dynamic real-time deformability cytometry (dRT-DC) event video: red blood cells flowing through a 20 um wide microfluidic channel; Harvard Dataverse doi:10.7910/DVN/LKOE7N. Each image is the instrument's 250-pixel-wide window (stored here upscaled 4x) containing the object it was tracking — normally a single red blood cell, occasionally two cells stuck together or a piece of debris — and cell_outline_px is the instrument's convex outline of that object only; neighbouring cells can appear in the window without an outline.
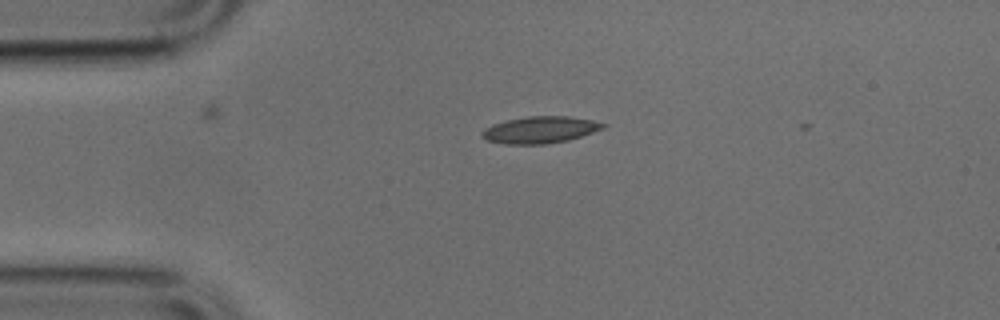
{"species": "common noctule bat (a hibernating species)", "species_latin": "Nyctalus noctula", "temperature_condition": "cold", "stored_images_in_passage": 2, "camera_frame_rate_fps": 3000, "um_per_image_px": 0.085, "animal": {"sex": "male", "body_mass_g": 17.9, "forearm_length_mm": 54.2}, "frame": {"image": 1, "passage_image": 1, "time_ms": 0.0, "image_size_px": [1000, 320], "cell_outline_px": [[608, 124], [604, 128], [568, 140], [544, 144], [508, 144], [488, 140], [480, 136], [480, 132], [484, 128], [492, 124], [508, 120], [528, 116], [568, 116], [592, 120]], "centroid_in_image_um": [45.89, 11.03], "position_along_channel_um": 39.1, "area_um2": 18.79}}